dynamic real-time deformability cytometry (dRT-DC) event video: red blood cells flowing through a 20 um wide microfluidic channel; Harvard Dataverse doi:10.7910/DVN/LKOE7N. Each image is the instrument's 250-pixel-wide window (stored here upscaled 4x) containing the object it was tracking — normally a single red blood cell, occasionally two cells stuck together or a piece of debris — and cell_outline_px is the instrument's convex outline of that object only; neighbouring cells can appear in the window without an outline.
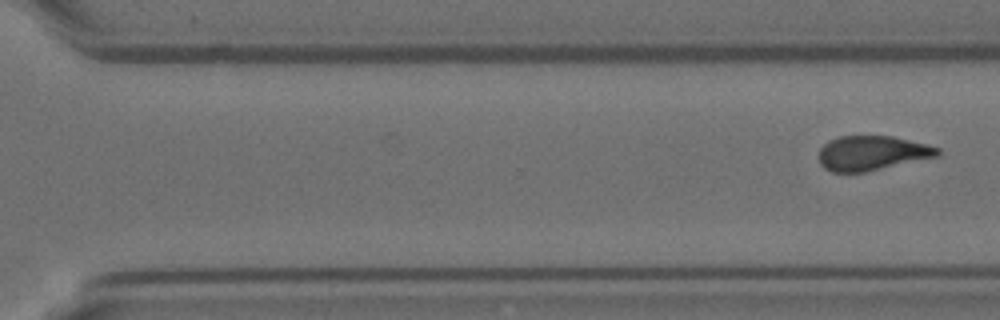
{"species": "Egyptian fruit bat (a non-hibernating species)", "species_latin": "Rousettus aegyptiacus", "temperature_condition": "room temperature", "stored_images_in_passage": 10, "segment_of_instrument_passage": [2, 2], "camera_frame_rate_fps": 3000, "um_per_image_px": 0.085, "animal": {"sex": "female"}, "frame": {"image": 1, "passage_image": 10, "time_ms": 3.0, "image_size_px": [1000, 320], "cell_outline_px": [[940, 156], [864, 172], [832, 172], [824, 168], [820, 164], [820, 148], [828, 140], [840, 136], [892, 136], [928, 144], [940, 148]], "centroid_in_image_um": [74.14, 13.01], "position_along_channel_um": 296.5, "area_um2": 23.99}}